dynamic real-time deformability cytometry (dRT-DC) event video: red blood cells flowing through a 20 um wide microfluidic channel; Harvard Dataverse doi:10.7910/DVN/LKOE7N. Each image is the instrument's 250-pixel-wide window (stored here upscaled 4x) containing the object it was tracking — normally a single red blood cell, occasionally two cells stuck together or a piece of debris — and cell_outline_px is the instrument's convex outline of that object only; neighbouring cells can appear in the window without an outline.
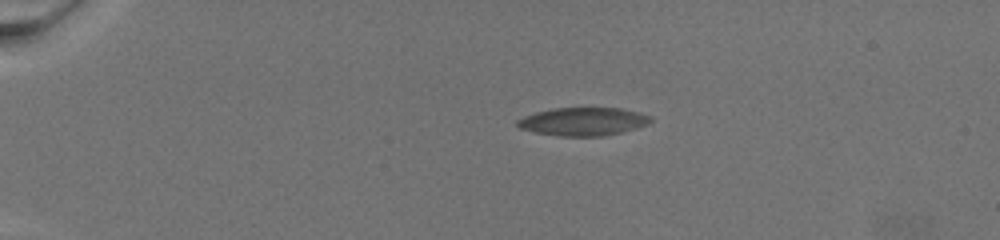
{"species": "common noctule bat (a hibernating species)", "species_latin": "Nyctalus noctula", "temperature_condition": "warm", "stored_images_in_passage": 58, "camera_frame_rate_fps": 3000, "um_per_image_px": 0.085, "animal": {"sex": "female", "body_mass_g": 19.5, "forearm_length_mm": 54.1}, "frame": {"image": 1, "passage_image": 1, "time_ms": 0.0, "image_size_px": [1000, 240], "cell_outline_px": [[652, 120], [644, 124], [620, 132], [600, 136], [560, 136], [536, 132], [520, 128], [516, 124], [516, 120], [536, 112], [556, 108], [616, 108], [636, 112], [648, 116]], "centroid_in_image_um": [49.48, 10.33], "position_along_channel_um": 35.5, "area_um2": 21.15}}
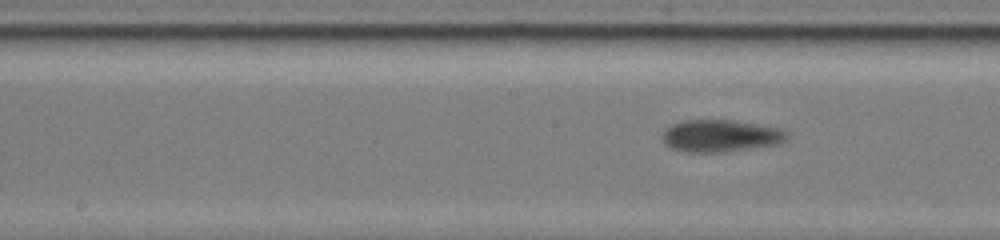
{"frame": {"image": 2, "passage_image": 25, "time_ms": 8.0, "image_size_px": [1000, 240], "cell_outline_px": [[788, 136], [784, 140], [776, 144], [724, 152], [684, 152], [672, 148], [664, 144], [660, 136], [664, 128], [680, 120], [732, 120], [780, 128]], "centroid_in_image_um": [61.14, 11.54], "position_along_channel_um": 187.1, "area_um2": 23.35}}
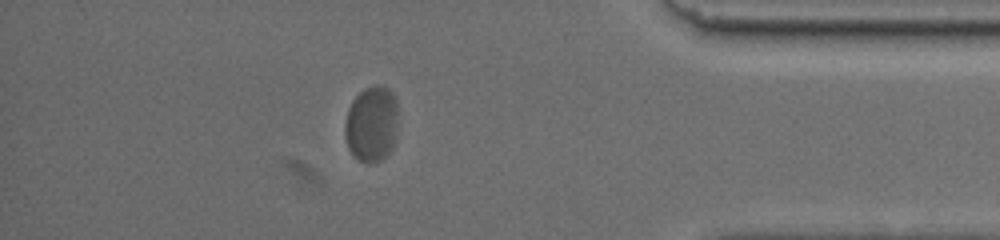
{"frame": {"image": 3, "passage_image": 50, "time_ms": 16.333, "image_size_px": [1000, 240], "cell_outline_px": [[396, 124], [392, 148], [376, 164], [364, 164], [348, 148], [344, 132], [344, 124], [348, 108], [352, 100], [364, 88], [376, 84], [380, 84], [388, 88], [396, 100]], "centroid_in_image_um": [31.55, 10.53], "position_along_channel_um": 403.6, "area_um2": 23.47}}